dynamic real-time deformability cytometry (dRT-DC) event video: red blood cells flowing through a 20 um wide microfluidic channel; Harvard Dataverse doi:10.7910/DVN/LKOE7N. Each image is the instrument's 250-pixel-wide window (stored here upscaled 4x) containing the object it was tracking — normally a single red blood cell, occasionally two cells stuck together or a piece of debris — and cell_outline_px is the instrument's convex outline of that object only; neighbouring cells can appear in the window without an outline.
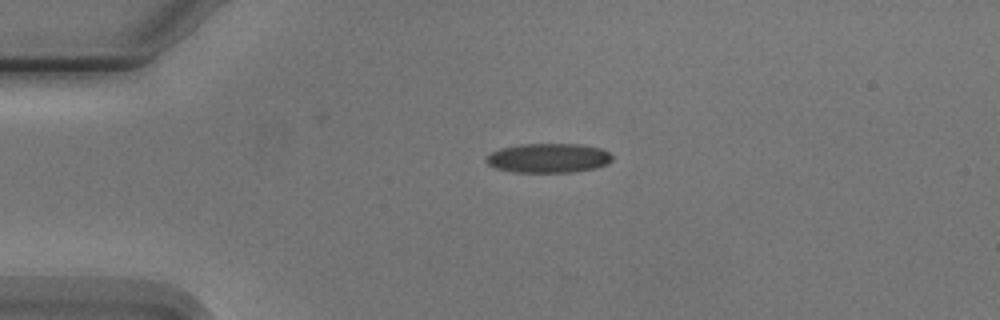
{"species": "Egyptian fruit bat (a non-hibernating species)", "species_latin": "Rousettus aegyptiacus", "temperature_condition": "cold", "stored_images_in_passage": 3, "camera_frame_rate_fps": 3000, "um_per_image_px": 0.085, "animal": {"sex": "male"}, "frame": {"image": 1, "passage_image": 2, "time_ms": 1.333, "image_size_px": [1000, 320], "cell_outline_px": [[612, 160], [608, 164], [596, 168], [572, 172], [516, 172], [496, 168], [488, 164], [484, 160], [492, 152], [500, 148], [520, 144], [580, 144], [600, 148], [608, 152], [612, 156]], "centroid_in_image_um": [46.63, 13.43], "position_along_channel_um": 38.4, "area_um2": 21.56}}